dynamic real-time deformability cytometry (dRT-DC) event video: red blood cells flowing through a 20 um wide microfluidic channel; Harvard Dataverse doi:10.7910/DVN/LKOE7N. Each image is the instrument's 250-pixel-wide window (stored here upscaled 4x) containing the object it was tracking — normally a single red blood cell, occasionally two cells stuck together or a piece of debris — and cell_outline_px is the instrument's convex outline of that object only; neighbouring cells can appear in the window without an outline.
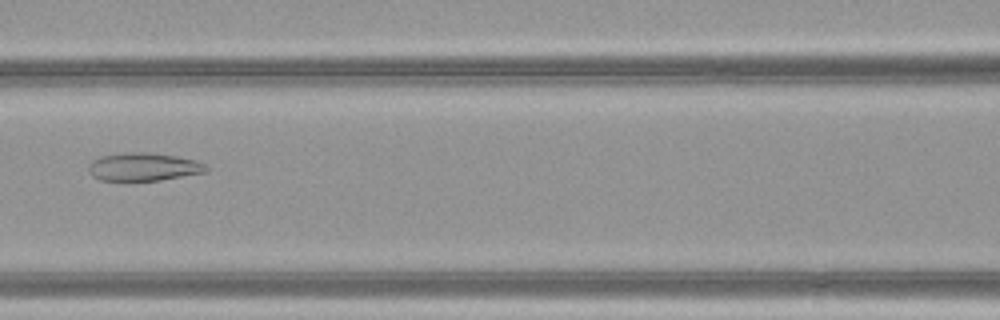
{"species": "common noctule bat (a hibernating species)", "species_latin": "Nyctalus noctula", "temperature_condition": "warm", "stored_images_in_passage": 51, "camera_frame_rate_fps": 3000, "um_per_image_px": 0.085, "animal": {"sex": "female", "body_mass_g": 21.9}, "frame": {"image": 1, "passage_image": 25, "time_ms": 8.0, "image_size_px": [1000, 320], "cell_outline_px": [[208, 172], [160, 180], [100, 180], [92, 176], [88, 172], [88, 164], [92, 160], [100, 156], [124, 152], [152, 152], [176, 156], [196, 160], [204, 164], [208, 168]], "centroid_in_image_um": [12.18, 14.17], "position_along_channel_um": 154.4, "area_um2": 19.42}}
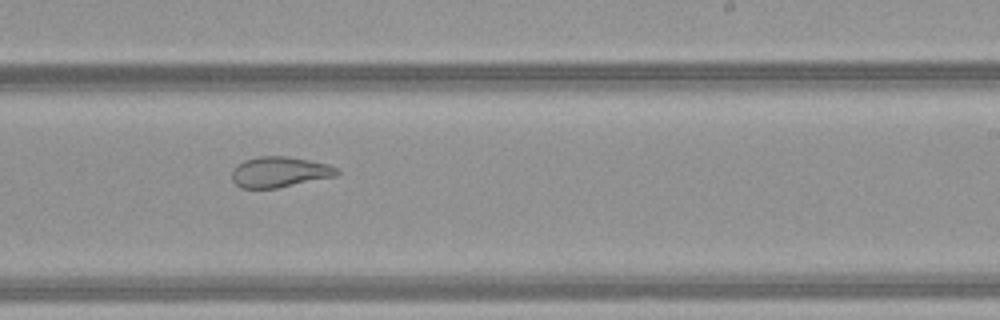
{"frame": {"image": 2, "passage_image": 33, "time_ms": 10.667, "image_size_px": [1000, 320], "cell_outline_px": [[340, 172], [336, 176], [276, 188], [240, 188], [232, 180], [232, 172], [236, 164], [244, 160], [256, 156], [288, 156], [328, 164], [336, 168]], "centroid_in_image_um": [23.73, 14.61], "position_along_channel_um": 265.3, "area_um2": 18.73}}
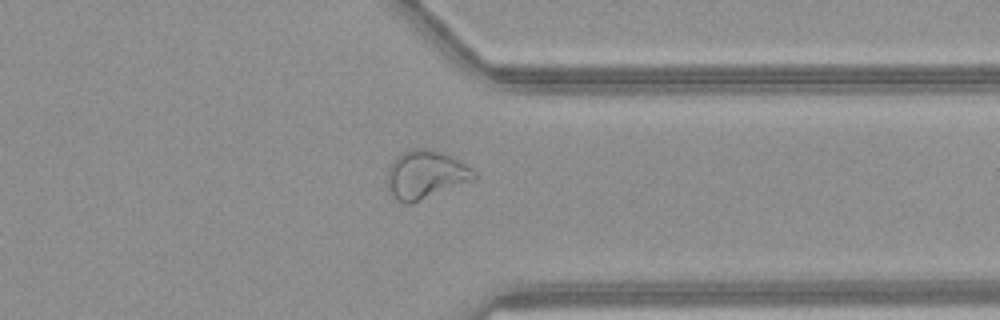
{"frame": {"image": 3, "passage_image": 41, "time_ms": 13.333, "image_size_px": [1000, 320], "cell_outline_px": [[476, 176], [472, 180], [412, 204], [404, 204], [396, 200], [388, 192], [388, 168], [392, 160], [400, 152], [416, 148], [424, 148], [440, 152], [472, 168], [476, 172]], "centroid_in_image_um": [36.11, 14.86], "position_along_channel_um": 375.3, "area_um2": 24.28}, "authors_computed_cell_mechanics": {"area_um2": 27.1082, "velocity_mm_per_s": 4.1685, "shape_relaxation_time_tau1_ms": null, "shape_relaxation_time_tau2_ms": 1.4664, "deformation_change_tau1": null, "deformation_change_tau2": 0.0872}}